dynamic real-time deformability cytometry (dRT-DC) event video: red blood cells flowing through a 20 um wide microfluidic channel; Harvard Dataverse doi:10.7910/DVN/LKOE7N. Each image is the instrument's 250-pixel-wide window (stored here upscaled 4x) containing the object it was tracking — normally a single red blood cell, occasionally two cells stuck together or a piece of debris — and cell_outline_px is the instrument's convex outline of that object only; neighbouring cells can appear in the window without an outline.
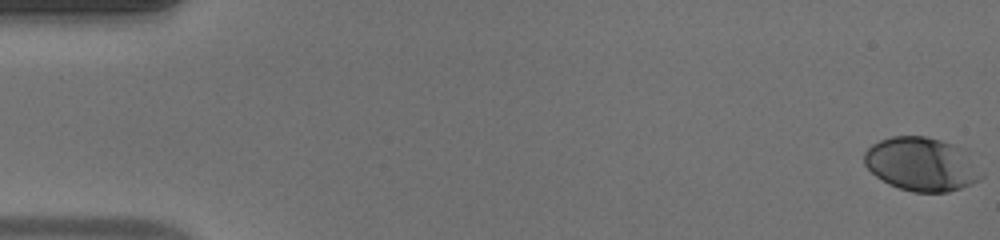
{"species": "human", "species_latin": "Homo sapiens", "temperature_condition": "warm", "stored_images_in_passage": 50, "camera_frame_rate_fps": 3000, "um_per_image_px": 0.085, "donor": {"sex": "male"}, "frame": {"image": 1, "passage_image": 1, "time_ms": 0.0, "image_size_px": [1000, 240], "cell_outline_px": [[984, 176], [980, 180], [972, 184], [948, 192], [912, 192], [888, 184], [876, 176], [864, 164], [864, 152], [872, 144], [880, 140], [892, 136], [924, 136], [940, 140], [964, 148], [984, 172]], "centroid_in_image_um": [78.37, 13.96], "position_along_channel_um": 6.6, "area_um2": 36.93}}
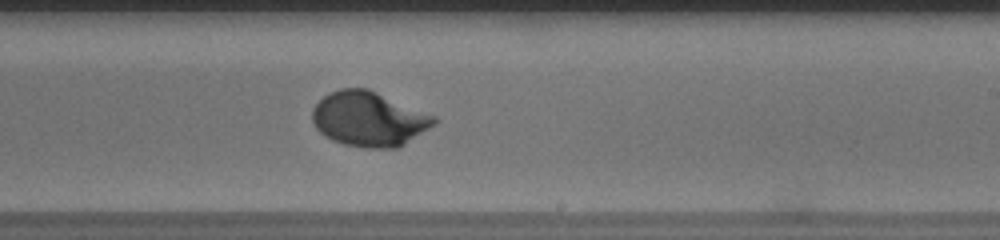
{"frame": {"image": 2, "passage_image": 31, "time_ms": 10.0, "image_size_px": [1000, 240], "cell_outline_px": [[440, 120], [404, 144], [396, 148], [364, 148], [344, 144], [332, 140], [324, 136], [316, 128], [312, 120], [312, 108], [328, 92], [340, 88], [368, 88], [436, 116]], "centroid_in_image_um": [31.34, 10.1], "position_along_channel_um": 257.7, "area_um2": 38.9}}
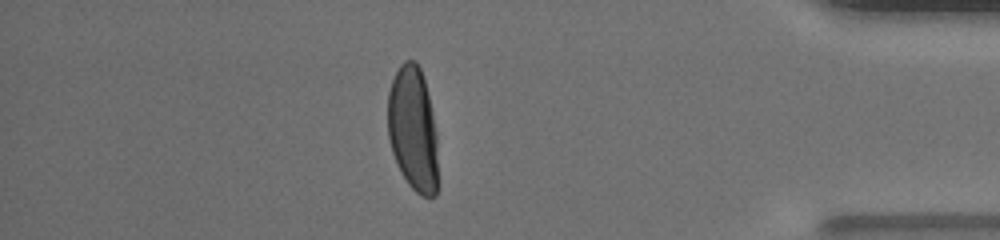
{"frame": {"image": 3, "passage_image": 44, "time_ms": 14.333, "image_size_px": [1000, 240], "cell_outline_px": [[436, 196], [420, 196], [408, 184], [400, 172], [392, 152], [388, 136], [388, 92], [392, 80], [400, 64], [404, 60], [416, 60], [420, 68], [424, 80], [432, 112], [436, 132]], "centroid_in_image_um": [35.08, 10.95], "position_along_channel_um": 400.1, "area_um2": 36.24}, "authors_computed_cell_mechanics": {"area_um2": 37.3966, "velocity_mm_per_s": 4.1345, "shape_relaxation_time_tau1_ms": 3.5349, "shape_relaxation_time_tau2_ms": null, "deformation_change_tau1": 0.2084, "deformation_change_tau2": null}}